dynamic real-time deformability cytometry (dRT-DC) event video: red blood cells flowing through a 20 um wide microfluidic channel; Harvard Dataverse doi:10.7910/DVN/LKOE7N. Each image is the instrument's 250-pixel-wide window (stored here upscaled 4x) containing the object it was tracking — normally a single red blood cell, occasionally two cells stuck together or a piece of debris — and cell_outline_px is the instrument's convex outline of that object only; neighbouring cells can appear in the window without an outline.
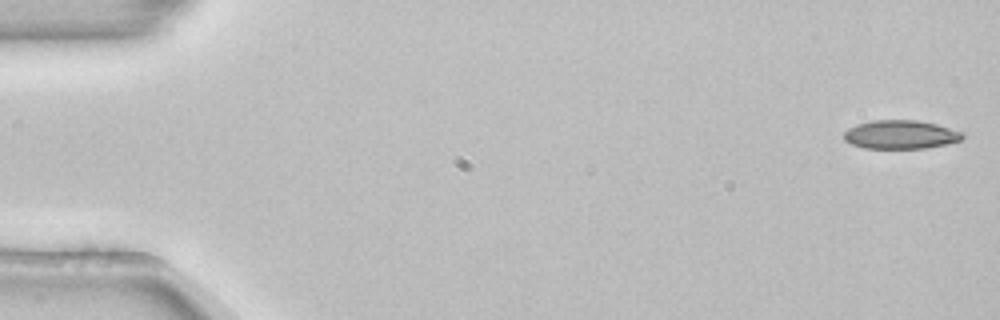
{"species": "common noctule bat (a hibernating species)", "species_latin": "Nyctalus noctula", "temperature_condition": "room temperature", "stored_images_in_passage": 53, "camera_frame_rate_fps": 3000, "um_per_image_px": 0.085, "animal": {"sex": "female", "body_mass_g": 22.7, "forearm_length_mm": 54.2}, "frame": {"image": 1, "passage_image": 1, "time_ms": 0.0, "image_size_px": [1000, 320], "cell_outline_px": [[964, 136], [960, 140], [944, 144], [924, 148], [864, 148], [852, 144], [844, 140], [844, 132], [848, 128], [856, 124], [872, 120], [916, 120], [936, 124], [964, 132]], "centroid_in_image_um": [76.52, 11.43], "position_along_channel_um": 8.5, "area_um2": 19.71}}
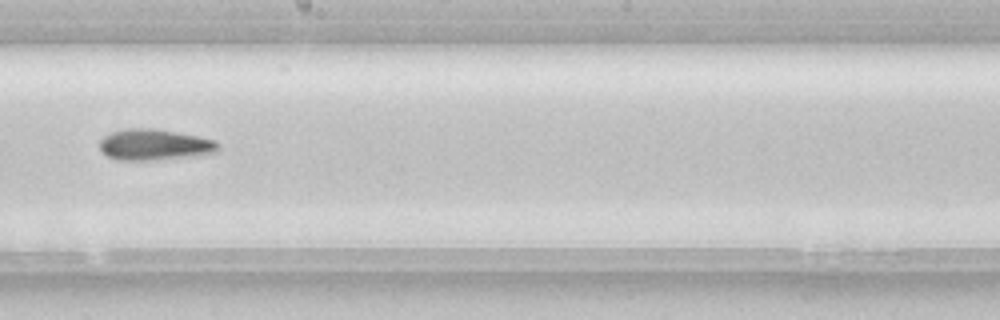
{"frame": {"image": 2, "passage_image": 30, "time_ms": 9.667, "image_size_px": [1000, 320], "cell_outline_px": [[220, 148], [216, 152], [188, 156], [148, 160], [116, 160], [100, 152], [100, 140], [104, 136], [112, 132], [128, 128], [156, 128], [200, 136], [216, 140], [220, 144]], "centroid_in_image_um": [13.13, 12.28], "position_along_channel_um": 235.1, "area_um2": 21.5}}
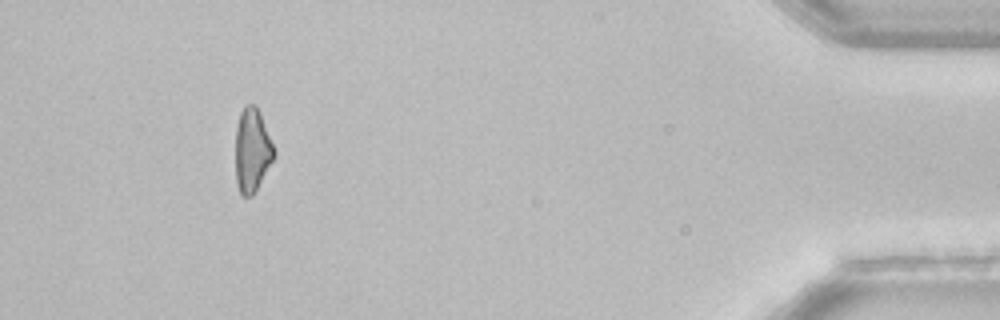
{"frame": {"image": 3, "passage_image": 49, "time_ms": 16.0, "image_size_px": [1000, 320], "cell_outline_px": [[276, 156], [252, 196], [240, 196], [236, 184], [236, 124], [240, 112], [244, 104], [256, 104], [260, 112], [276, 152]], "centroid_in_image_um": [21.43, 12.75], "position_along_channel_um": 413.8, "area_um2": 19.07}}